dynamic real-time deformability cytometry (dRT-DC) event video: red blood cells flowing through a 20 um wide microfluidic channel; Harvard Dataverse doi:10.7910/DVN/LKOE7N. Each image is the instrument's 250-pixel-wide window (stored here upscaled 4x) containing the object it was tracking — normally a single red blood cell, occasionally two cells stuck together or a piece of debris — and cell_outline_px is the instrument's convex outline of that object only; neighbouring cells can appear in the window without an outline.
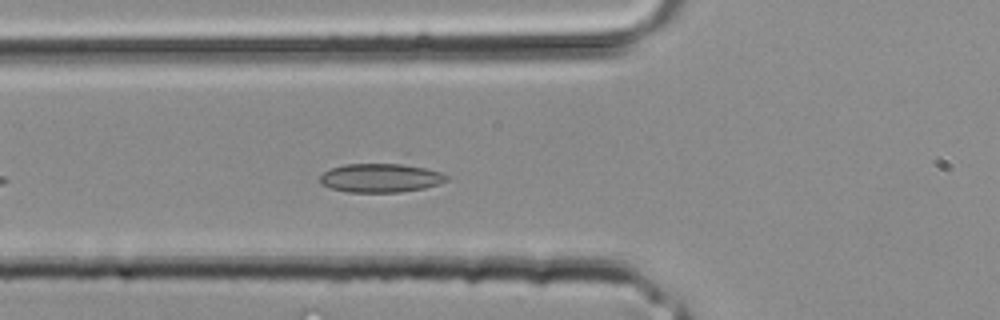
{"species": "common noctule bat (a hibernating species)", "species_latin": "Nyctalus noctula", "temperature_condition": "room temperature", "stored_images_in_passage": 23, "camera_frame_rate_fps": 3000, "um_per_image_px": 0.085, "animal": {"sex": "male", "body_mass_g": 20.4}, "frame": {"image": 1, "passage_image": 4, "time_ms": 1.0, "image_size_px": [1000, 320], "cell_outline_px": [[448, 180], [424, 188], [400, 192], [348, 192], [332, 188], [320, 184], [320, 176], [324, 172], [332, 168], [344, 164], [404, 152], [408, 152], [448, 176]], "centroid_in_image_um": [32.59, 14.87], "position_along_channel_um": 93.2, "area_um2": 25.55}}
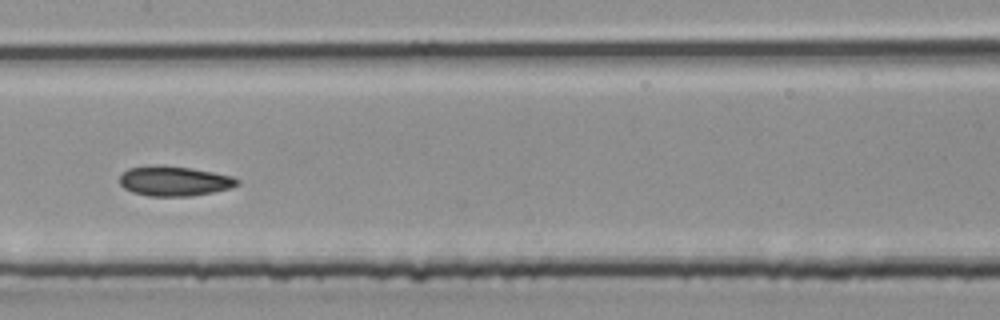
{"frame": {"image": 2, "passage_image": 9, "time_ms": 2.667, "image_size_px": [1000, 320], "cell_outline_px": [[240, 184], [228, 188], [212, 192], [188, 196], [148, 196], [132, 192], [124, 188], [120, 184], [120, 176], [128, 168], [152, 164], [156, 164], [192, 168], [232, 176], [240, 180]], "centroid_in_image_um": [14.78, 15.37], "position_along_channel_um": 192.6, "area_um2": 20.52}}
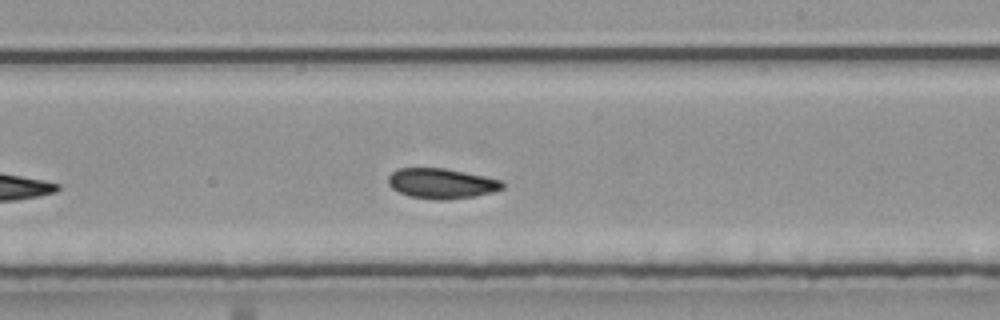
{"frame": {"image": 3, "passage_image": 12, "time_ms": 3.667, "image_size_px": [1000, 320], "cell_outline_px": [[504, 188], [492, 192], [472, 196], [448, 200], [436, 200], [408, 196], [392, 188], [388, 184], [388, 176], [396, 168], [444, 168], [504, 180]], "centroid_in_image_um": [37.52, 15.59], "position_along_channel_um": 251.5, "area_um2": 20.17}}